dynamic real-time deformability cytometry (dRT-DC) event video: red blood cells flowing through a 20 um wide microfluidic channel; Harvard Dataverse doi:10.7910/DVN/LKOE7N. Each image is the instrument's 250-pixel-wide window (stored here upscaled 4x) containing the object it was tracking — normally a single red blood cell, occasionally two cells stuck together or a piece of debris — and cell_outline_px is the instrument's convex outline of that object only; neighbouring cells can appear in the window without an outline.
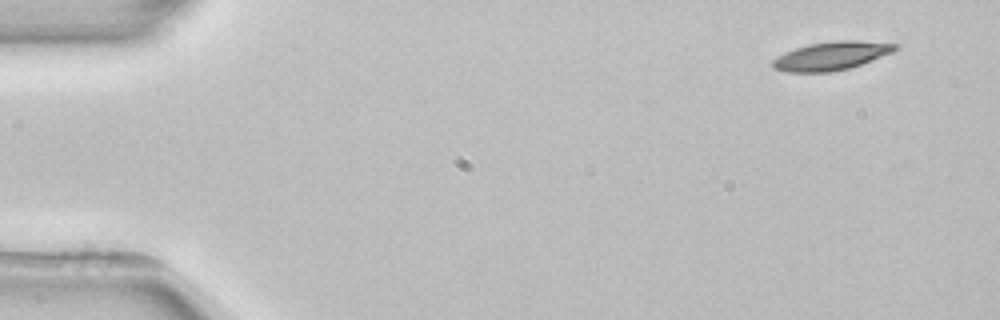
{"species": "common noctule bat (a hibernating species)", "species_latin": "Nyctalus noctula", "temperature_condition": "room temperature", "stored_images_in_passage": 4, "segment_of_instrument_passage": [1, 2], "camera_frame_rate_fps": 3000, "um_per_image_px": 0.085, "animal": {"sex": "female", "body_mass_g": 22.7, "forearm_length_mm": 54.2}, "frame": {"image": 1, "passage_image": 1, "time_ms": 0.0, "image_size_px": [1000, 320], "cell_outline_px": [[900, 48], [892, 52], [860, 64], [848, 68], [832, 72], [784, 72], [772, 68], [772, 60], [784, 52], [808, 44], [836, 40], [856, 40], [900, 44]], "centroid_in_image_um": [70.65, 4.74], "position_along_channel_um": 14.4, "area_um2": 20.35}}
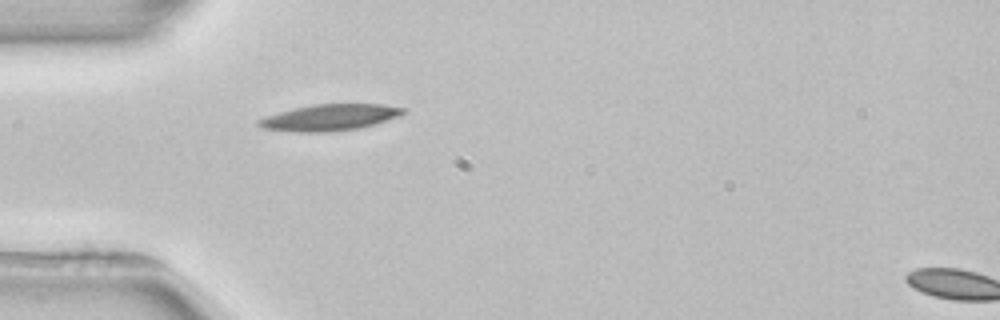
{"frame": {"image": 2, "passage_image": 3, "time_ms": 4.0, "image_size_px": [1000, 320], "cell_outline_px": [[408, 112], [400, 116], [360, 128], [328, 132], [296, 132], [264, 128], [256, 124], [256, 120], [292, 108], [312, 104], [384, 104], [408, 108]], "centroid_in_image_um": [28.08, 9.97], "position_along_channel_um": 56.9, "area_um2": 22.31}}